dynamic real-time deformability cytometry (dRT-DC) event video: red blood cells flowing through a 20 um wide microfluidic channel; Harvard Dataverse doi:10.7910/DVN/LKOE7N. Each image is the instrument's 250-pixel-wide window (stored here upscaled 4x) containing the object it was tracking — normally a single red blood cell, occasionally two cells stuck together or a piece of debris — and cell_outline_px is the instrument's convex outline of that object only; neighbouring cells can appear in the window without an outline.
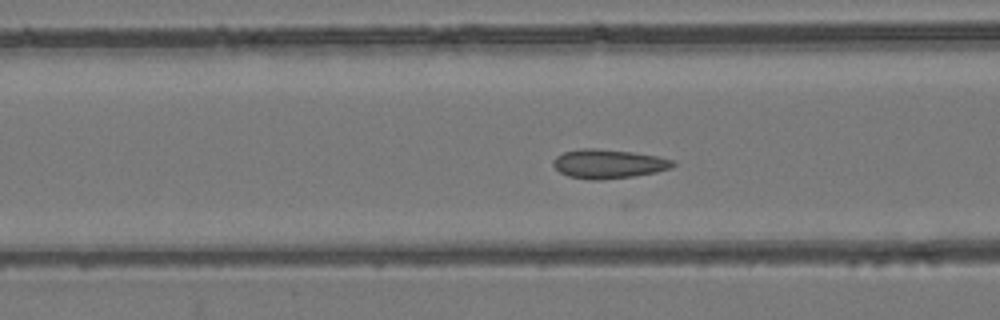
{"species": "common noctule bat (a hibernating species)", "species_latin": "Nyctalus noctula", "temperature_condition": "room temperature", "stored_images_in_passage": 47, "camera_frame_rate_fps": 3000, "um_per_image_px": 0.085, "animal": {"sex": "female", "body_mass_g": 24.6, "forearm_length_mm": 56.2}, "frame": {"image": 1, "passage_image": 21, "time_ms": 6.667, "image_size_px": [1000, 320], "cell_outline_px": [[676, 164], [672, 168], [656, 172], [632, 176], [600, 180], [592, 180], [568, 176], [560, 172], [552, 164], [552, 160], [556, 156], [564, 152], [584, 148], [596, 148], [636, 152], [676, 160]], "centroid_in_image_um": [51.74, 13.92], "position_along_channel_um": 114.9, "area_um2": 20.4}}
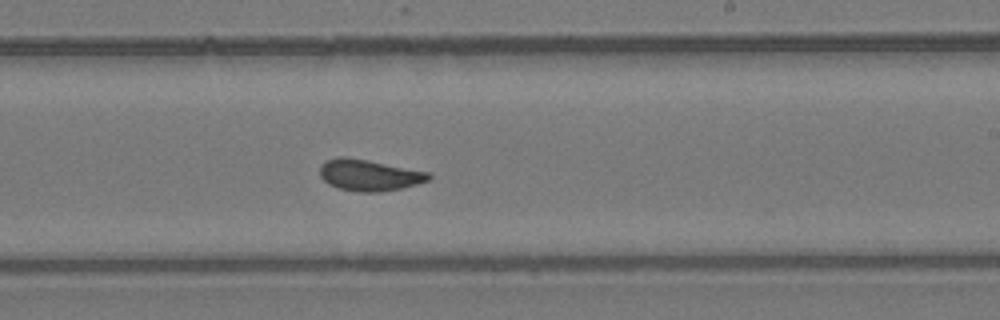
{"frame": {"image": 2, "passage_image": 32, "time_ms": 10.333, "image_size_px": [1000, 320], "cell_outline_px": [[432, 176], [428, 180], [416, 184], [400, 188], [380, 192], [360, 192], [336, 188], [328, 184], [320, 176], [320, 164], [324, 160], [340, 156], [344, 156], [368, 160], [428, 172]], "centroid_in_image_um": [31.32, 14.88], "position_along_channel_um": 257.7, "area_um2": 19.88}}
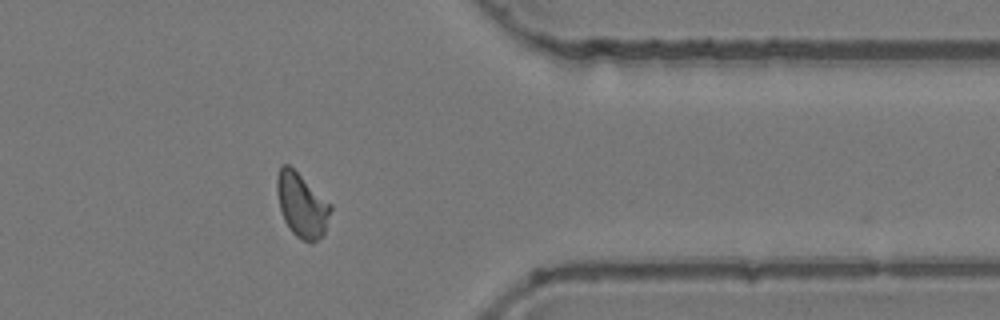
{"frame": {"image": 3, "passage_image": 43, "time_ms": 14.0, "image_size_px": [1000, 320], "cell_outline_px": [[332, 208], [324, 232], [312, 244], [300, 240], [292, 232], [284, 220], [280, 208], [276, 192], [276, 176], [280, 164], [288, 164], [332, 204]], "centroid_in_image_um": [25.63, 17.43], "position_along_channel_um": 385.8, "area_um2": 20.11}, "authors_computed_cell_mechanics": {"area_um2": 19.8254, "velocity_mm_per_s": 3.8912, "shape_relaxation_time_tau1_ms": 0.8252, "shape_relaxation_time_tau2_ms": 0.9355, "deformation_change_tau1": null, "deformation_change_tau2": 0.0921}}